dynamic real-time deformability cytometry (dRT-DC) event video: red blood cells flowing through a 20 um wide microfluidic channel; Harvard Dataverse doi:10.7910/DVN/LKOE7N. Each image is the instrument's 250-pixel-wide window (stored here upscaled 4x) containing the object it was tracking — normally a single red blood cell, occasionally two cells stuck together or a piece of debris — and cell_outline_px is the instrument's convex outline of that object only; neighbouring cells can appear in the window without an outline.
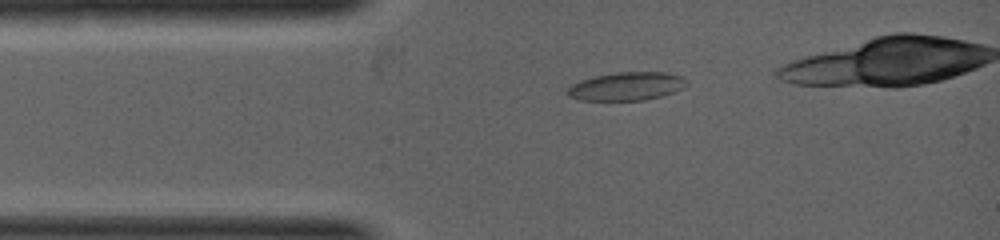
{"species": "common noctule bat (a hibernating species)", "species_latin": "Nyctalus noctula", "temperature_condition": "warm", "stored_images_in_passage": 7, "camera_frame_rate_fps": 5000, "um_per_image_px": 0.085, "animal": {"sex": "female", "body_mass_g": 19.0, "forearm_length_mm": 53.3}, "frame": {"image": 1, "passage_image": 2, "time_ms": 0.4, "image_size_px": [1000, 240], "cell_outline_px": [[688, 84], [684, 88], [660, 96], [644, 100], [580, 100], [568, 96], [568, 88], [572, 84], [580, 80], [596, 76], [616, 72], [664, 72], [684, 76], [688, 80]], "centroid_in_image_um": [53.3, 7.32], "position_along_channel_um": 31.7, "area_um2": 19.65}}
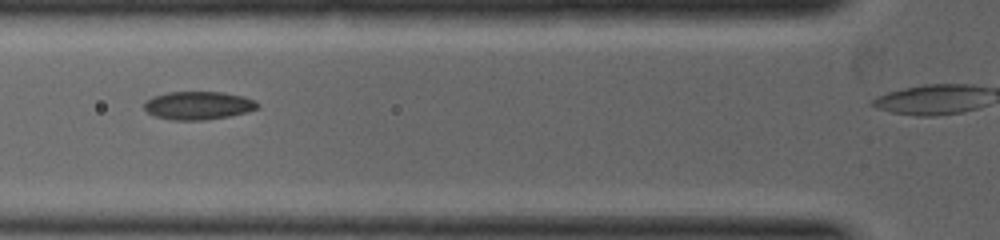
{"frame": {"image": 2, "passage_image": 5, "time_ms": 1.6, "image_size_px": [1000, 240], "cell_outline_px": [[260, 104], [256, 108], [248, 112], [232, 116], [204, 120], [172, 120], [156, 116], [148, 112], [144, 108], [144, 100], [152, 96], [168, 92], [224, 92], [244, 96], [256, 100]], "centroid_in_image_um": [16.87, 8.96], "position_along_channel_um": 108.9, "area_um2": 18.84}}
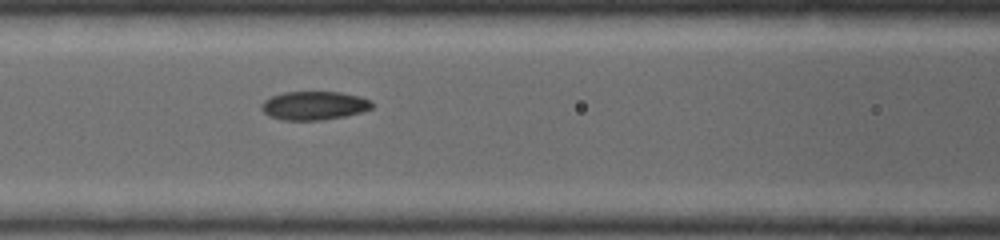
{"frame": {"image": 3, "passage_image": 6, "time_ms": 2.0, "image_size_px": [1000, 240], "cell_outline_px": [[372, 108], [360, 112], [344, 116], [320, 120], [284, 120], [268, 116], [260, 108], [260, 104], [264, 100], [272, 96], [284, 92], [340, 92], [360, 96], [372, 100]], "centroid_in_image_um": [26.68, 8.97], "position_along_channel_um": 139.9, "area_um2": 18.44}}